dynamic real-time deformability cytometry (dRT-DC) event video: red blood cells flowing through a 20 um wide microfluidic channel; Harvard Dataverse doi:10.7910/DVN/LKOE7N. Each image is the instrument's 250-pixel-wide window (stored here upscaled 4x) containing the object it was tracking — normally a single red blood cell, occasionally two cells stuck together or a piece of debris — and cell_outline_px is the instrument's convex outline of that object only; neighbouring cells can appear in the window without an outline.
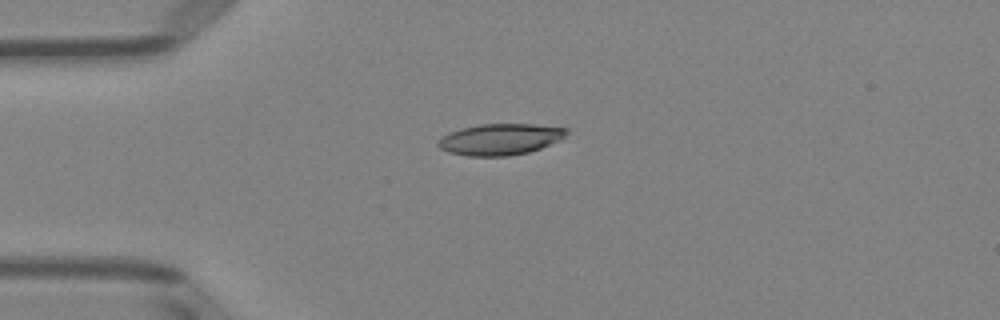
{"species": "Egyptian fruit bat (a non-hibernating species)", "species_latin": "Rousettus aegyptiacus", "temperature_condition": "room temperature", "stored_images_in_passage": 6, "camera_frame_rate_fps": 3000, "um_per_image_px": 0.085, "animal": {"sex": "female"}, "frame": {"image": 1, "passage_image": 3, "time_ms": 2.333, "image_size_px": [1000, 320], "cell_outline_px": [[572, 128], [560, 140], [540, 148], [528, 152], [508, 156], [468, 156], [448, 152], [440, 148], [436, 144], [440, 136], [448, 132], [480, 124], [532, 124]], "centroid_in_image_um": [42.51, 11.83], "position_along_channel_um": 42.5, "area_um2": 23.52}}
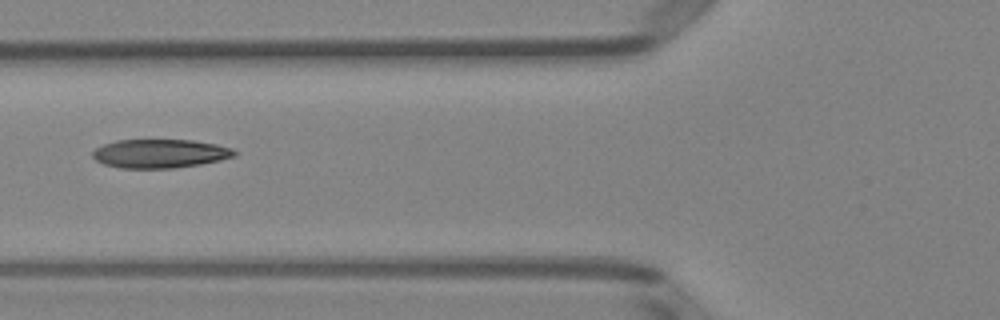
{"frame": {"image": 2, "passage_image": 5, "time_ms": 4.667, "image_size_px": [1000, 320], "cell_outline_px": [[240, 152], [236, 156], [220, 160], [200, 164], [176, 168], [120, 168], [104, 164], [96, 160], [92, 156], [92, 152], [96, 148], [104, 144], [116, 140], [192, 140], [216, 144], [232, 148]], "centroid_in_image_um": [13.63, 13.05], "position_along_channel_um": 112.2, "area_um2": 23.87}}
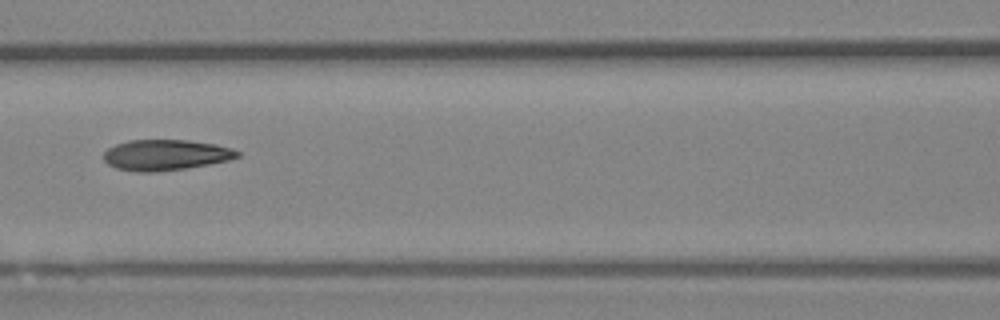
{"frame": {"image": 3, "passage_image": 6, "time_ms": 5.667, "image_size_px": [1000, 320], "cell_outline_px": [[240, 156], [228, 160], [208, 164], [184, 168], [156, 172], [136, 172], [116, 168], [108, 164], [104, 160], [104, 152], [108, 148], [116, 144], [128, 140], [188, 140], [216, 144], [232, 148], [240, 152]], "centroid_in_image_um": [14.07, 13.17], "position_along_channel_um": 152.5, "area_um2": 23.93}}